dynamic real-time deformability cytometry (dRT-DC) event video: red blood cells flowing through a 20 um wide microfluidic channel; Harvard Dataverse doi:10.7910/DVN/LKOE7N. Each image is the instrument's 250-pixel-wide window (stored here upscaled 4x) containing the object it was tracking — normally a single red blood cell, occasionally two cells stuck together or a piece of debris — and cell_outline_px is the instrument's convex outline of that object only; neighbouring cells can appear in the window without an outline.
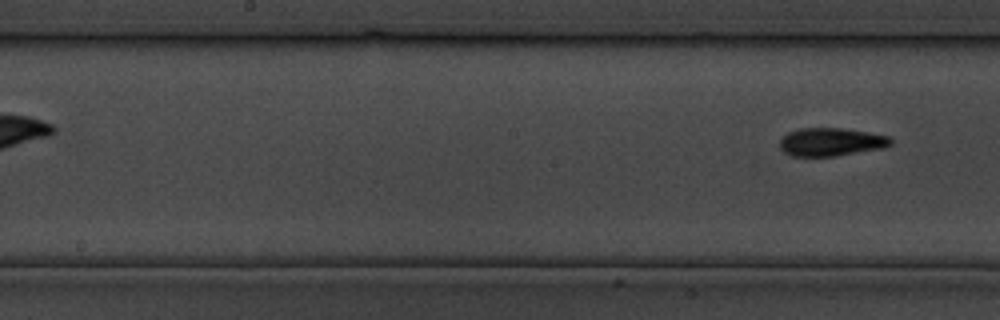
{"species": "common noctule bat (a hibernating species)", "species_latin": "Nyctalus noctula", "temperature_condition": "cold", "stored_images_in_passage": 16, "segment_of_instrument_passage": [2, 2], "camera_frame_rate_fps": 3000, "um_per_image_px": 0.085, "animal": {"sex": "male", "body_mass_g": 19.5, "forearm_length_mm": 54.6}, "frame": {"image": 1, "passage_image": 16, "time_ms": 19.0, "image_size_px": [1000, 320], "cell_outline_px": [[892, 144], [884, 148], [836, 156], [792, 156], [784, 152], [780, 148], [780, 140], [788, 132], [800, 128], [840, 128], [868, 132], [888, 136], [892, 140]], "centroid_in_image_um": [70.64, 12.07], "position_along_channel_um": 177.6, "area_um2": 18.21}}